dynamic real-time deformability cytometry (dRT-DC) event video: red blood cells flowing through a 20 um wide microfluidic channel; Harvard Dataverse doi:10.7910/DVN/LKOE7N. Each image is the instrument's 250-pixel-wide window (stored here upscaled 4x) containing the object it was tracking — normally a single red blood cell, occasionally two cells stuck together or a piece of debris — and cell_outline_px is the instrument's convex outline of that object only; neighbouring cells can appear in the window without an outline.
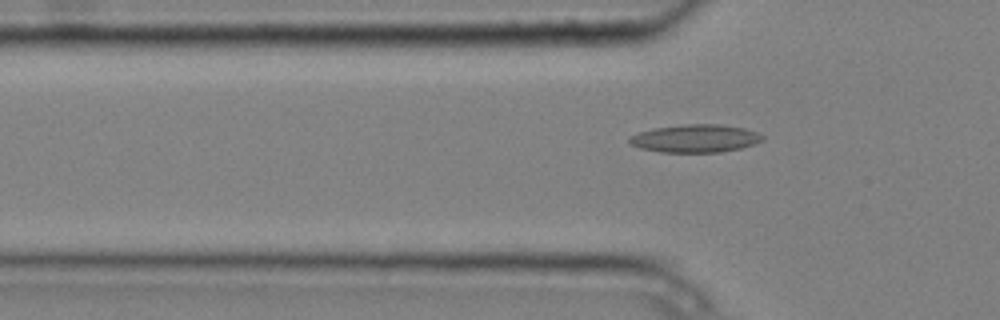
{"species": "common noctule bat (a hibernating species)", "species_latin": "Nyctalus noctula", "temperature_condition": "cold", "stored_images_in_passage": 5, "segment_of_instrument_passage": [2, 2], "camera_frame_rate_fps": 3000, "um_per_image_px": 0.085, "animal": {"sex": "male", "body_mass_g": 20.4}, "frame": {"image": 1, "passage_image": 5, "time_ms": 1.333, "image_size_px": [1000, 320], "cell_outline_px": [[764, 140], [740, 148], [720, 152], [660, 152], [640, 148], [628, 144], [628, 136], [652, 128], [684, 124], [720, 124], [744, 128], [756, 132], [764, 136]], "centroid_in_image_um": [59.05, 11.76], "position_along_channel_um": 66.7, "area_um2": 21.73}}